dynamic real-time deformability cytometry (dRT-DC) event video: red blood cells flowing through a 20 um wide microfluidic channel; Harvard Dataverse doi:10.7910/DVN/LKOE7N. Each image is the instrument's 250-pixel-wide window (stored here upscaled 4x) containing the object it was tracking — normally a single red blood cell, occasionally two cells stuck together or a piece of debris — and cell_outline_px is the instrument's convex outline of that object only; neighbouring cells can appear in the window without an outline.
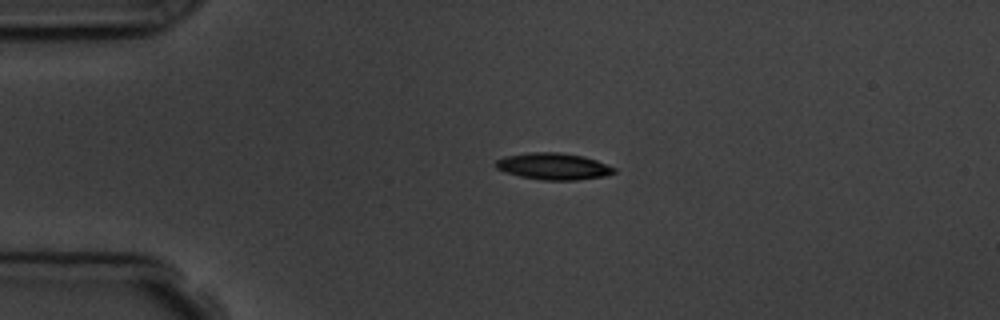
{"species": "common noctule bat (a hibernating species)", "species_latin": "Nyctalus noctula", "temperature_condition": "room temperature", "stored_images_in_passage": 3, "camera_frame_rate_fps": 3000, "um_per_image_px": 0.085, "animal": {"sex": "male", "body_mass_g": 19.5, "forearm_length_mm": 54.6}, "frame": {"image": 1, "passage_image": 2, "time_ms": 1.333, "image_size_px": [1000, 320], "cell_outline_px": [[616, 172], [608, 176], [576, 180], [540, 180], [520, 176], [504, 172], [496, 168], [496, 160], [504, 156], [528, 152], [560, 152], [584, 156], [596, 160], [616, 168]], "centroid_in_image_um": [47.05, 14.14], "position_along_channel_um": 37.9, "area_um2": 18.61}}